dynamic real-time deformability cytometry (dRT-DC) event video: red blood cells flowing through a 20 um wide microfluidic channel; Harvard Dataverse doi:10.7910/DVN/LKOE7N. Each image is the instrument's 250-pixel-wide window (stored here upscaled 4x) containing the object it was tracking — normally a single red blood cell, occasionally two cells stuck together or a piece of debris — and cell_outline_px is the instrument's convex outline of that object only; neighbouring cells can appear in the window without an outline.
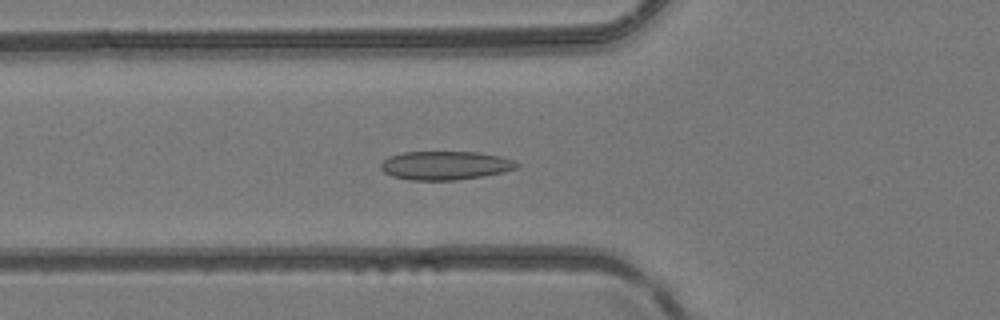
{"species": "common noctule bat (a hibernating species)", "species_latin": "Nyctalus noctula", "temperature_condition": "room temperature", "stored_images_in_passage": 44, "camera_frame_rate_fps": 3000, "um_per_image_px": 0.085, "animal": {"sex": "female", "body_mass_g": 24.6, "forearm_length_mm": 56.2}, "frame": {"image": 1, "passage_image": 14, "time_ms": 4.333, "image_size_px": [1000, 320], "cell_outline_px": [[520, 168], [504, 172], [484, 176], [456, 180], [412, 180], [392, 176], [384, 172], [380, 168], [380, 164], [388, 156], [400, 152], [480, 152], [500, 156], [516, 160], [520, 164]], "centroid_in_image_um": [37.89, 14.06], "position_along_channel_um": 87.9, "area_um2": 23.06}}
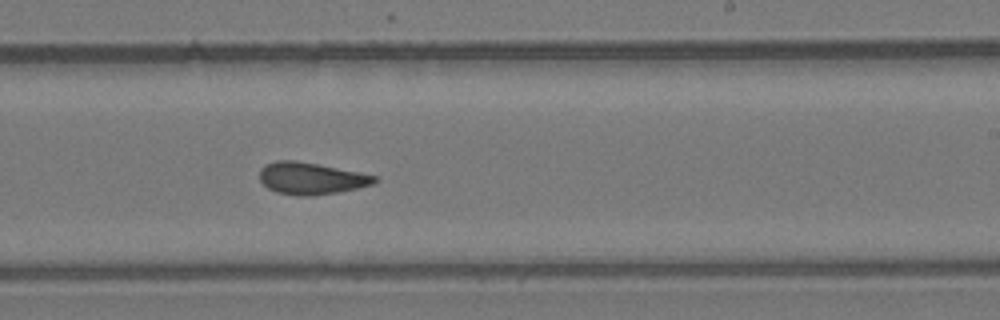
{"frame": {"image": 2, "passage_image": 26, "time_ms": 8.333, "image_size_px": [1000, 320], "cell_outline_px": [[380, 180], [372, 184], [356, 188], [336, 192], [312, 196], [300, 196], [276, 192], [268, 188], [260, 180], [260, 168], [264, 164], [276, 160], [296, 160], [360, 172], [376, 176]], "centroid_in_image_um": [26.42, 15.15], "position_along_channel_um": 262.6, "area_um2": 21.39}}
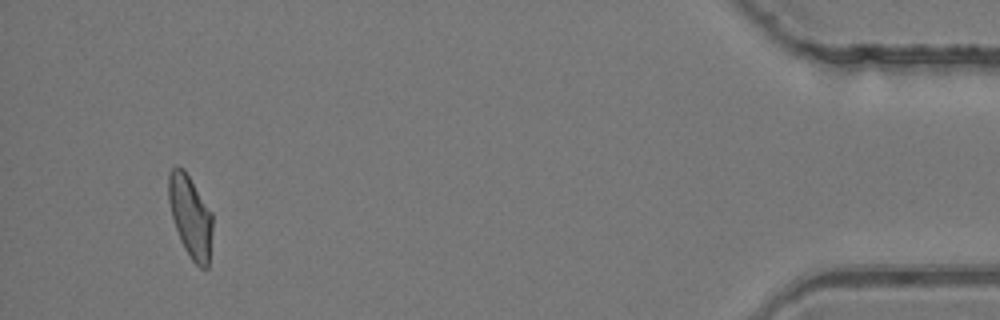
{"frame": {"image": 3, "passage_image": 42, "time_ms": 13.667, "image_size_px": [1000, 320], "cell_outline_px": [[212, 228], [208, 268], [200, 268], [192, 260], [184, 248], [180, 240], [172, 216], [168, 200], [168, 172], [176, 164], [184, 168], [212, 212]], "centroid_in_image_um": [16.17, 18.35], "position_along_channel_um": 419.0, "area_um2": 21.1}}